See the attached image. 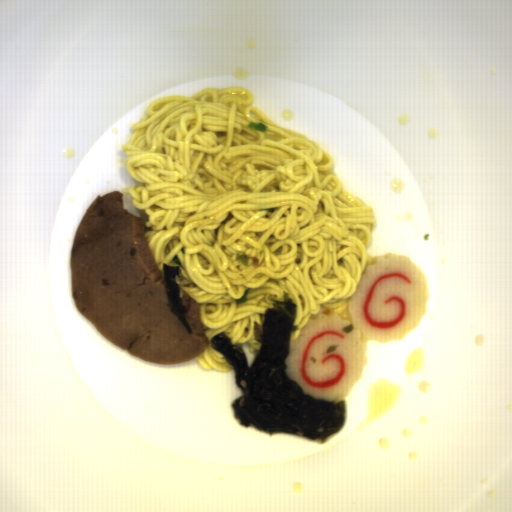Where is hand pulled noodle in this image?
<instances>
[{"label": "hand pulled noodle", "instance_id": "1", "mask_svg": "<svg viewBox=\"0 0 512 512\" xmlns=\"http://www.w3.org/2000/svg\"><path fill=\"white\" fill-rule=\"evenodd\" d=\"M254 101L241 87L159 97L121 144L125 169L141 184L129 192L148 217L150 251L163 275L164 263L181 267L178 288L209 327V345L194 357L202 369L234 370L211 345L220 331L241 342L249 366L261 344L254 320L262 324L284 291L298 308L290 343L320 313L352 321L349 298L373 260V206L343 189L321 143L277 125ZM237 253L249 256L248 267Z\"/></svg>", "mask_w": 512, "mask_h": 512}]
</instances>
